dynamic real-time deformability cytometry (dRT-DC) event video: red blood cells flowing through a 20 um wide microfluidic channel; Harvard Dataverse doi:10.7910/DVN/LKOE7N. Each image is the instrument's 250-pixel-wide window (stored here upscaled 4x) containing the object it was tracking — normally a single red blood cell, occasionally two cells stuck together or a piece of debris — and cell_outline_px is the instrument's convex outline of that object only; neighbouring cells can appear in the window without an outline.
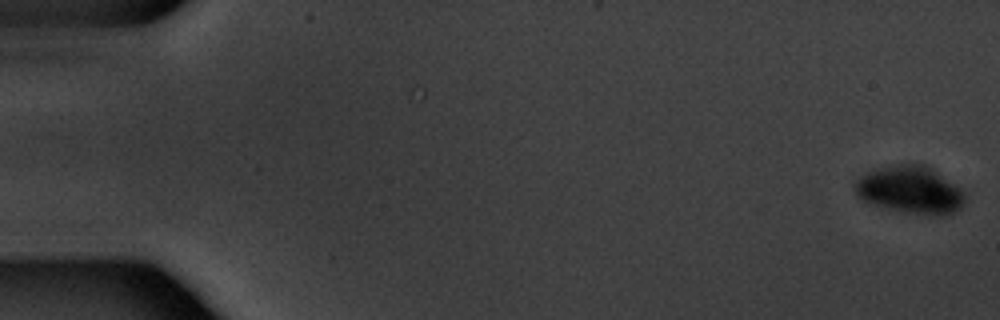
{"species": "common noctule bat (a hibernating species)", "species_latin": "Nyctalus noctula", "temperature_condition": "warm", "stored_images_in_passage": 2, "camera_frame_rate_fps": 3000, "um_per_image_px": 0.085, "animal": {"sex": "male", "body_mass_g": 20.1, "forearm_length_mm": 53.5}, "frame": {"image": 1, "passage_image": 1, "time_ms": 0.0, "image_size_px": [1000, 320], "cell_outline_px": [[964, 200], [960, 208], [952, 212], [940, 216], [932, 216], [900, 212], [872, 204], [864, 200], [856, 192], [852, 184], [860, 176], [868, 172], [900, 164], [924, 164], [932, 168], [960, 188], [964, 192]], "centroid_in_image_um": [77.37, 16.16], "position_along_channel_um": 7.6, "area_um2": 30.23}}